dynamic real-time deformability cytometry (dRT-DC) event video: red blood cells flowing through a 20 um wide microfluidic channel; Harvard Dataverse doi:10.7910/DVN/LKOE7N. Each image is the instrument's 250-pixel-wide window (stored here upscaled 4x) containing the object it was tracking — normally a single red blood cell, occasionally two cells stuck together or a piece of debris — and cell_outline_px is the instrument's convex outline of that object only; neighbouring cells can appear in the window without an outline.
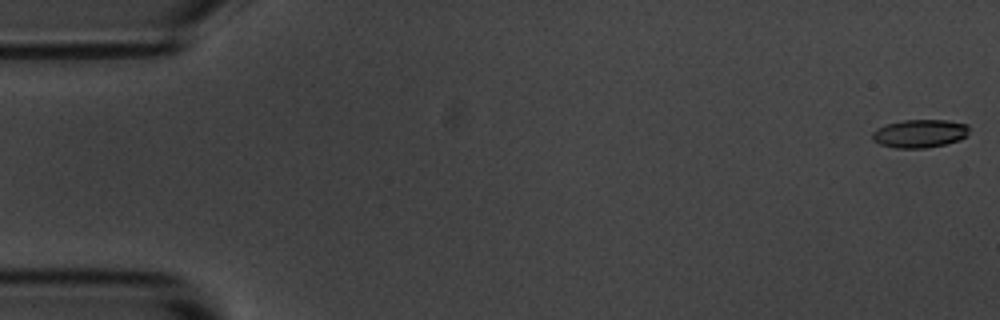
{"species": "common noctule bat (a hibernating species)", "species_latin": "Nyctalus noctula", "temperature_condition": "room temperature", "stored_images_in_passage": 55, "camera_frame_rate_fps": 3000, "um_per_image_px": 0.085, "animal": {"sex": "male", "body_mass_g": 20.1, "forearm_length_mm": 53.5}, "frame": {"image": 1, "passage_image": 1, "time_ms": 0.0, "image_size_px": [1000, 320], "cell_outline_px": [[968, 136], [960, 140], [944, 144], [924, 148], [896, 148], [880, 144], [872, 140], [872, 132], [876, 128], [888, 124], [904, 120], [948, 120], [968, 124]], "centroid_in_image_um": [78.19, 11.35], "position_along_channel_um": 6.8, "area_um2": 15.95}}
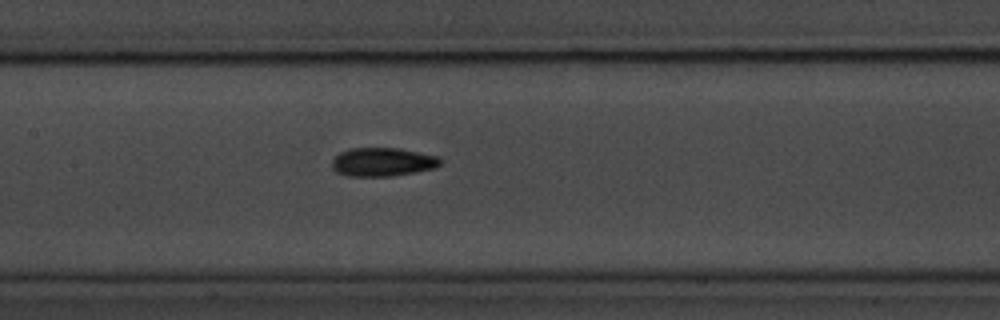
{"frame": {"image": 2, "passage_image": 26, "time_ms": 8.333, "image_size_px": [1000, 320], "cell_outline_px": [[444, 160], [436, 168], [416, 172], [392, 176], [348, 176], [336, 172], [332, 168], [332, 160], [340, 152], [348, 148], [400, 148], [440, 156]], "centroid_in_image_um": [32.56, 13.76], "position_along_channel_um": 174.8, "area_um2": 18.38}}
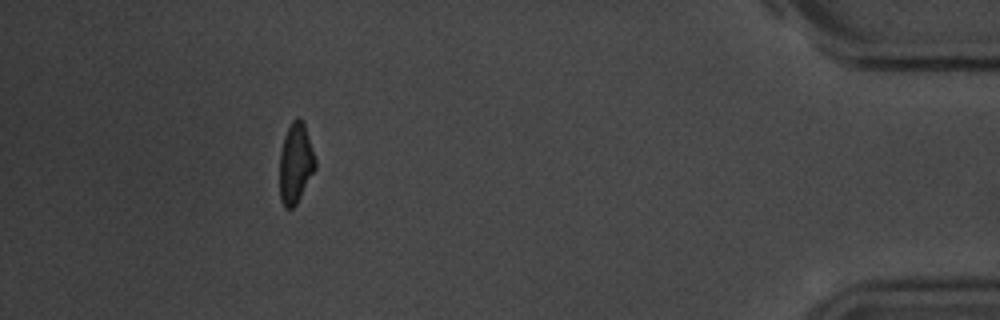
{"frame": {"image": 3, "passage_image": 50, "time_ms": 16.333, "image_size_px": [1000, 320], "cell_outline_px": [[316, 168], [296, 204], [292, 208], [284, 208], [280, 200], [280, 152], [284, 136], [292, 120], [296, 116], [304, 124], [316, 160]], "centroid_in_image_um": [25.11, 13.89], "position_along_channel_um": 410.1, "area_um2": 16.53}, "authors_computed_cell_mechanics": {"area_um2": 17.1666, "velocity_mm_per_s": 3.6743, "shape_relaxation_time_tau1_ms": 3.3228, "shape_relaxation_time_tau2_ms": 4.9353, "deformation_change_tau1": 0.1387, "deformation_change_tau2": 0.1009}}